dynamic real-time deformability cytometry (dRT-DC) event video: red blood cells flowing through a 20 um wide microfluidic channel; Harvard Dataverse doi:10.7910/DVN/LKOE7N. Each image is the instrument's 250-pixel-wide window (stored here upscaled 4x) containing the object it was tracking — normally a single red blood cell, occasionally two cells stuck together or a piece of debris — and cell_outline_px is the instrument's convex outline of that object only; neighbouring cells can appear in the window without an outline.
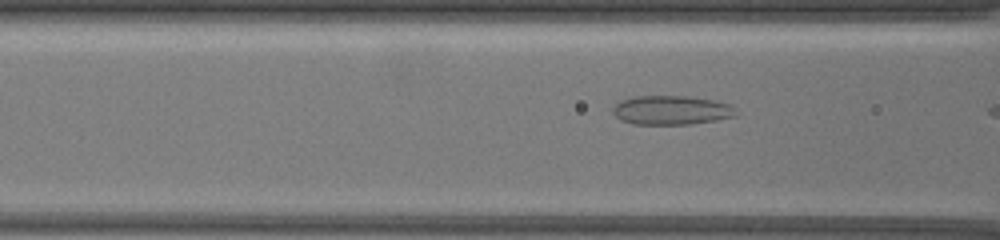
{"species": "common noctule bat (a hibernating species)", "species_latin": "Nyctalus noctula", "temperature_condition": "warm", "stored_images_in_passage": 8, "camera_frame_rate_fps": 3000, "um_per_image_px": 0.085, "animal": {"sex": "female", "body_mass_g": 19.5, "forearm_length_mm": 54.1}, "frame": {"image": 1, "passage_image": 6, "time_ms": 1.667, "image_size_px": [1000, 240], "cell_outline_px": [[740, 112], [736, 116], [716, 120], [692, 124], [632, 124], [620, 120], [612, 112], [612, 108], [620, 100], [632, 96], [692, 96], [716, 100], [732, 104]], "centroid_in_image_um": [57.12, 9.35], "position_along_channel_um": 109.5, "area_um2": 21.39}}